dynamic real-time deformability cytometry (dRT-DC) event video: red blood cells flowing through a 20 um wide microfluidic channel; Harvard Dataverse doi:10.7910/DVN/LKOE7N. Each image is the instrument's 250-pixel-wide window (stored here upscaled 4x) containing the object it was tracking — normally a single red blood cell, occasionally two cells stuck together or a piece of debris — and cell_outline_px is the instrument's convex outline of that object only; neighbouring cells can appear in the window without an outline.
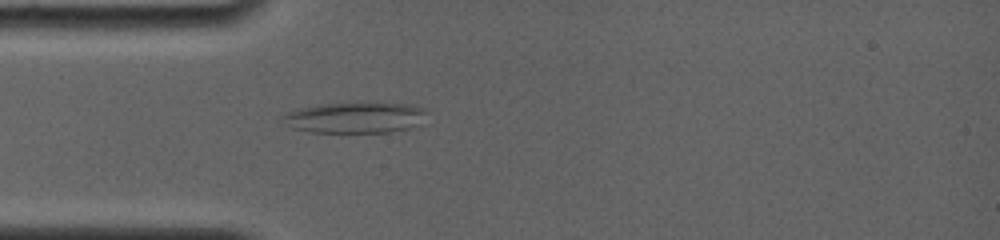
{"species": "common noctule bat (a hibernating species)", "species_latin": "Nyctalus noctula", "temperature_condition": "room temperature", "stored_images_in_passage": 1, "camera_frame_rate_fps": 4000, "um_per_image_px": 0.085, "animal": {"sex": "female", "body_mass_g": 19.0, "forearm_length_mm": 56.7}, "frame": {"image": 1, "passage_image": 1, "time_ms": 0.0, "image_size_px": [1000, 240], "cell_outline_px": [[424, 112], [420, 124], [408, 128], [388, 132], [308, 132], [292, 128], [284, 116], [288, 112], [296, 108], [320, 104], [376, 100], [380, 100], [408, 104], [424, 108]], "centroid_in_image_um": [30.23, 9.94], "position_along_channel_um": 54.8, "area_um2": 26.41}}